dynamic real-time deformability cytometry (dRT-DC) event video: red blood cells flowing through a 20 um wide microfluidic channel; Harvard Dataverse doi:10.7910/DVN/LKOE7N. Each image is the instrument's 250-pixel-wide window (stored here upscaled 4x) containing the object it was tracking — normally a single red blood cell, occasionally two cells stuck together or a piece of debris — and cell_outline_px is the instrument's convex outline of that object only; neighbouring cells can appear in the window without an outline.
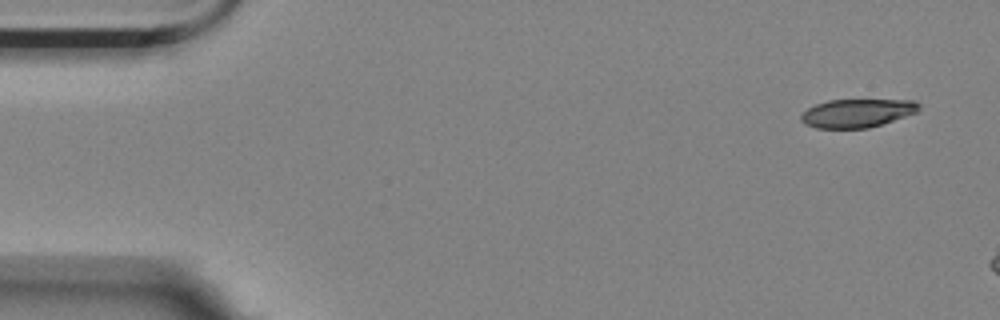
{"species": "Egyptian fruit bat (a non-hibernating species)", "species_latin": "Rousettus aegyptiacus", "temperature_condition": "room temperature", "stored_images_in_passage": 3, "camera_frame_rate_fps": 3000, "um_per_image_px": 0.085, "animal": {"sex": "female"}, "frame": {"image": 1, "passage_image": 1, "time_ms": 0.0, "image_size_px": [1000, 320], "cell_outline_px": [[920, 108], [916, 112], [868, 128], [816, 128], [804, 124], [800, 120], [800, 116], [808, 108], [816, 104], [828, 100], [916, 100], [920, 104]], "centroid_in_image_um": [72.83, 9.61], "position_along_channel_um": 12.2, "area_um2": 19.36}}